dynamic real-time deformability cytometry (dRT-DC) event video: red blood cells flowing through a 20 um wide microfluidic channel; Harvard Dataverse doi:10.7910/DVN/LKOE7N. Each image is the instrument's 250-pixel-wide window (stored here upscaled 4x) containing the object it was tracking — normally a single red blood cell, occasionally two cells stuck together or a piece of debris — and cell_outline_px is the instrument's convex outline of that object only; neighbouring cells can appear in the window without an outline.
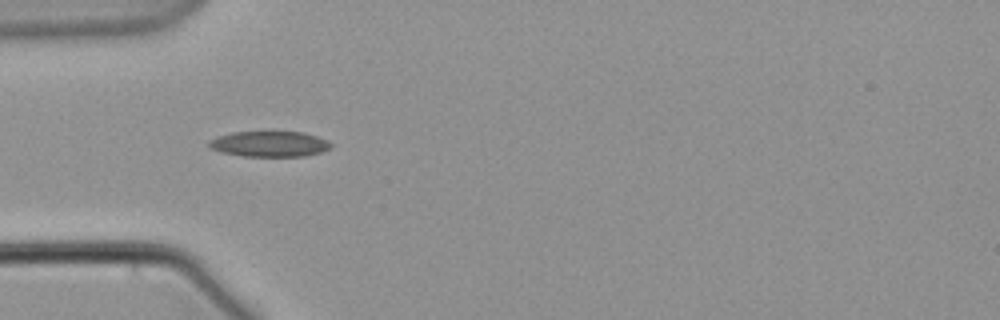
{"species": "common noctule bat (a hibernating species)", "species_latin": "Nyctalus noctula", "temperature_condition": "warm", "stored_images_in_passage": 40, "camera_frame_rate_fps": 3000, "um_per_image_px": 0.085, "animal": {"sex": "male", "body_mass_g": 21.5, "forearm_length_mm": 52.0}, "frame": {"image": 1, "passage_image": 1, "time_ms": 0.0, "image_size_px": [1000, 320], "cell_outline_px": [[332, 148], [320, 152], [304, 156], [244, 156], [224, 152], [212, 148], [208, 144], [208, 140], [216, 136], [232, 132], [304, 132], [328, 140], [332, 144]], "centroid_in_image_um": [22.93, 12.23], "position_along_channel_um": 62.1, "area_um2": 18.09}}
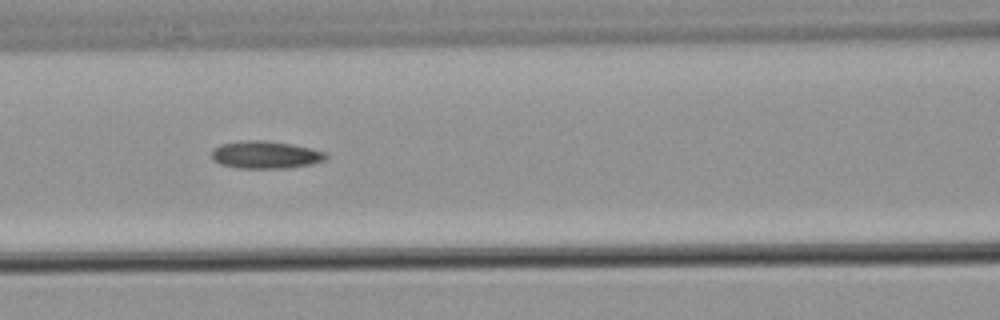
{"frame": {"image": 2, "passage_image": 8, "time_ms": 2.333, "image_size_px": [1000, 320], "cell_outline_px": [[328, 156], [324, 160], [312, 164], [288, 168], [236, 168], [220, 164], [212, 160], [212, 152], [220, 144], [248, 140], [264, 140], [292, 144], [312, 148], [324, 152]], "centroid_in_image_um": [22.57, 13.16], "position_along_channel_um": 144.0, "area_um2": 18.32}}
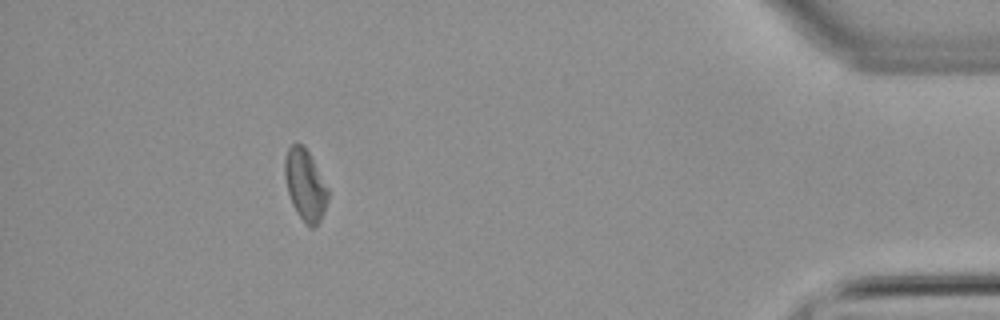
{"frame": {"image": 3, "passage_image": 35, "time_ms": 11.333, "image_size_px": [1000, 320], "cell_outline_px": [[328, 200], [324, 212], [320, 220], [312, 228], [308, 228], [304, 224], [296, 212], [292, 204], [288, 192], [284, 176], [284, 160], [288, 148], [292, 144], [300, 144], [308, 152], [328, 188]], "centroid_in_image_um": [25.93, 15.77], "position_along_channel_um": 409.3, "area_um2": 17.8}}